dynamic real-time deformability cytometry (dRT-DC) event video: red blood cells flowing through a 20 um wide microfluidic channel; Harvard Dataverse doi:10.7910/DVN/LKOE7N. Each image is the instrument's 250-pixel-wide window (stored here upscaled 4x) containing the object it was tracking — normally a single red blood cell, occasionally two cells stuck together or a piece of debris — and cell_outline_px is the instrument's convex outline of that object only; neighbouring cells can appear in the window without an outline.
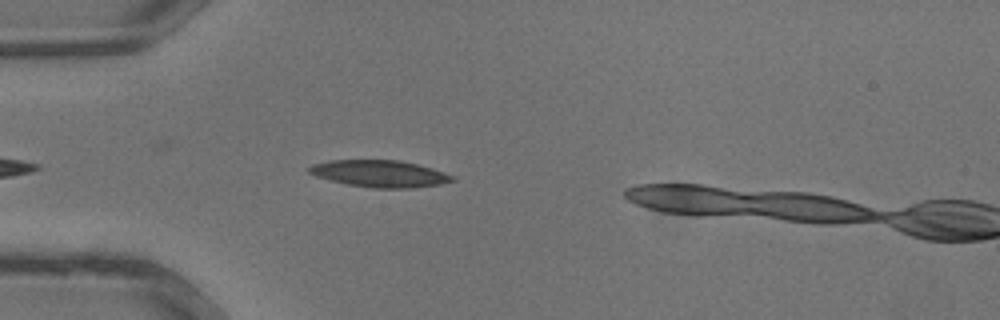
{"species": "common noctule bat (a hibernating species)", "species_latin": "Nyctalus noctula", "temperature_condition": "warm", "stored_images_in_passage": 24, "camera_frame_rate_fps": 3000, "um_per_image_px": 0.085, "animal": {"sex": "male", "body_mass_g": 13.3}, "frame": {"image": 1, "passage_image": 3, "time_ms": 0.667, "image_size_px": [1000, 320], "cell_outline_px": [[456, 180], [440, 184], [412, 188], [372, 188], [348, 184], [316, 176], [308, 172], [308, 168], [312, 164], [332, 160], [400, 160], [432, 168], [456, 176]], "centroid_in_image_um": [32.32, 14.76], "position_along_channel_um": 52.7, "area_um2": 22.37}}
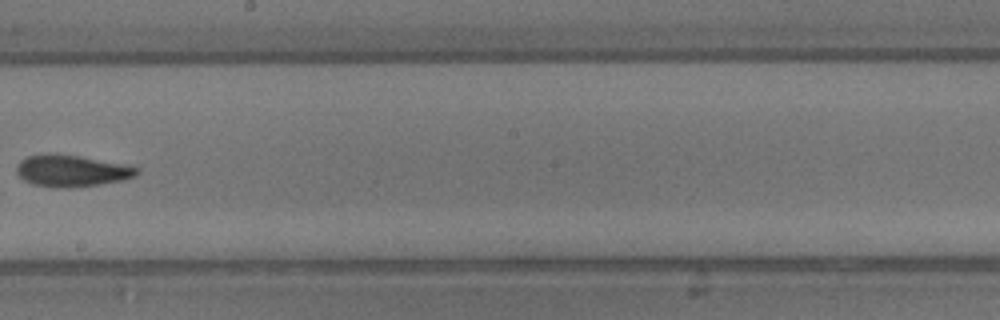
{"frame": {"image": 2, "passage_image": 13, "time_ms": 4.0, "image_size_px": [1000, 320], "cell_outline_px": [[140, 172], [136, 176], [120, 180], [100, 184], [64, 188], [60, 188], [32, 184], [24, 180], [16, 172], [16, 164], [20, 160], [28, 156], [44, 152], [56, 152], [132, 164], [140, 168]], "centroid_in_image_um": [6.11, 14.47], "position_along_channel_um": 242.1, "area_um2": 22.89}}
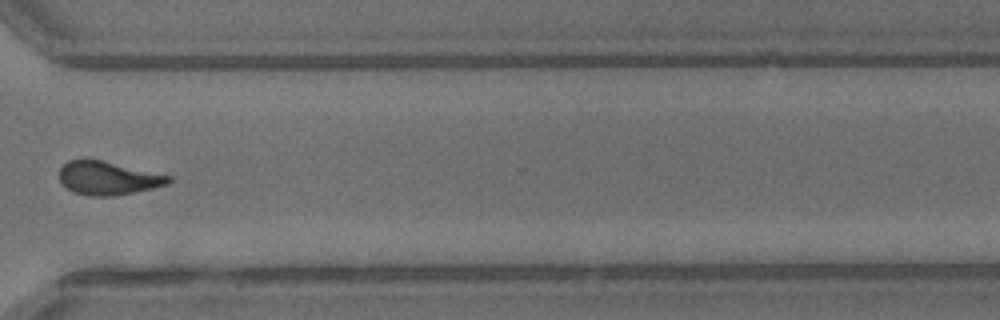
{"frame": {"image": 3, "passage_image": 19, "time_ms": 6.0, "image_size_px": [1000, 320], "cell_outline_px": [[172, 180], [168, 184], [152, 188], [112, 196], [88, 196], [72, 192], [60, 180], [60, 168], [68, 160], [100, 160], [172, 176]], "centroid_in_image_um": [9.18, 15.15], "position_along_channel_um": 361.4, "area_um2": 20.92}}